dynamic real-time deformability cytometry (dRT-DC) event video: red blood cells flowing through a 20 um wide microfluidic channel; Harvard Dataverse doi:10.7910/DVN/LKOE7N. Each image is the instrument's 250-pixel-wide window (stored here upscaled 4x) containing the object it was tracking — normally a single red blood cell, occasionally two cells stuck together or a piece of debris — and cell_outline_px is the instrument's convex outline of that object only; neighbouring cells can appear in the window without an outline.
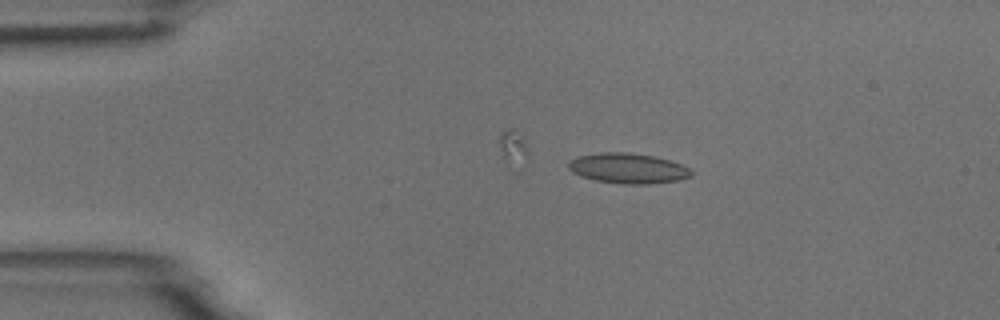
{"species": "common noctule bat (a hibernating species)", "species_latin": "Nyctalus noctula", "temperature_condition": "room temperature", "stored_images_in_passage": 10, "camera_frame_rate_fps": 3000, "um_per_image_px": 0.085, "animal": {"sex": "male", "body_mass_g": 18.8}, "frame": {"image": 1, "passage_image": 2, "time_ms": 0.333, "image_size_px": [1000, 320], "cell_outline_px": [[692, 176], [680, 180], [648, 184], [624, 184], [596, 180], [580, 176], [572, 172], [568, 168], [568, 164], [572, 160], [580, 156], [600, 152], [628, 152], [652, 156], [668, 160], [692, 168]], "centroid_in_image_um": [53.41, 14.31], "position_along_channel_um": 31.6, "area_um2": 21.56}}
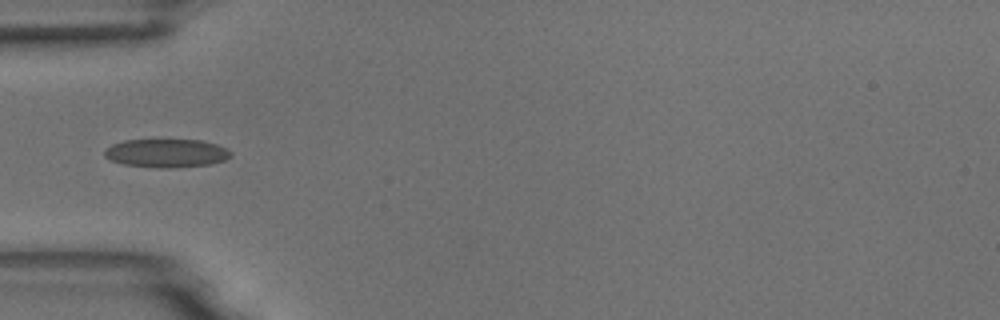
{"frame": {"image": 2, "passage_image": 4, "time_ms": 1.0, "image_size_px": [1000, 320], "cell_outline_px": [[232, 156], [224, 160], [212, 164], [172, 168], [156, 168], [124, 164], [112, 160], [104, 156], [104, 152], [112, 144], [124, 140], [200, 140], [216, 144], [232, 152]], "centroid_in_image_um": [14.17, 13.02], "position_along_channel_um": 70.8, "area_um2": 20.87}}